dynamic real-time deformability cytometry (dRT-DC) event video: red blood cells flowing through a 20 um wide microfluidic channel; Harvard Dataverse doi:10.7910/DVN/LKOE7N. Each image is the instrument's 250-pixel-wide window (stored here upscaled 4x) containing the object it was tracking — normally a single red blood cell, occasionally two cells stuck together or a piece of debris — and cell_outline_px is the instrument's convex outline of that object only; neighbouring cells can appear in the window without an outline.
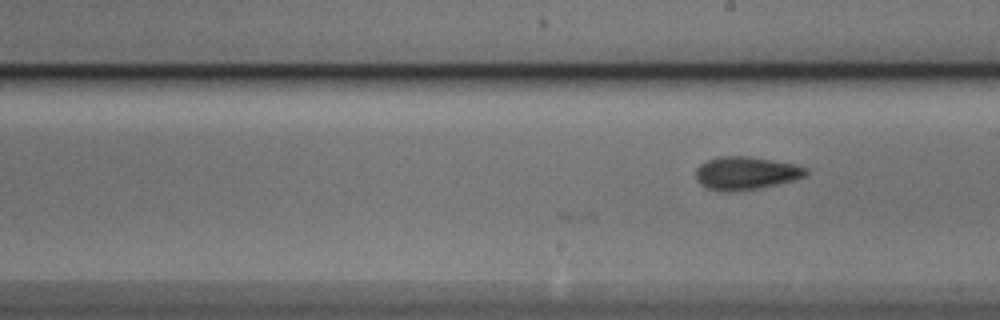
{"species": "Egyptian fruit bat (a non-hibernating species)", "species_latin": "Rousettus aegyptiacus", "temperature_condition": "cold", "stored_images_in_passage": 13, "camera_frame_rate_fps": 3000, "um_per_image_px": 0.085, "animal": {"sex": "male"}, "frame": {"image": 1, "passage_image": 13, "time_ms": 4.0, "image_size_px": [1000, 320], "cell_outline_px": [[808, 172], [804, 176], [792, 180], [760, 188], [736, 192], [720, 192], [704, 188], [696, 180], [696, 168], [700, 164], [708, 160], [720, 156], [748, 156], [792, 164], [808, 168]], "centroid_in_image_um": [63.33, 14.74], "position_along_channel_um": 225.7, "area_um2": 21.27}}